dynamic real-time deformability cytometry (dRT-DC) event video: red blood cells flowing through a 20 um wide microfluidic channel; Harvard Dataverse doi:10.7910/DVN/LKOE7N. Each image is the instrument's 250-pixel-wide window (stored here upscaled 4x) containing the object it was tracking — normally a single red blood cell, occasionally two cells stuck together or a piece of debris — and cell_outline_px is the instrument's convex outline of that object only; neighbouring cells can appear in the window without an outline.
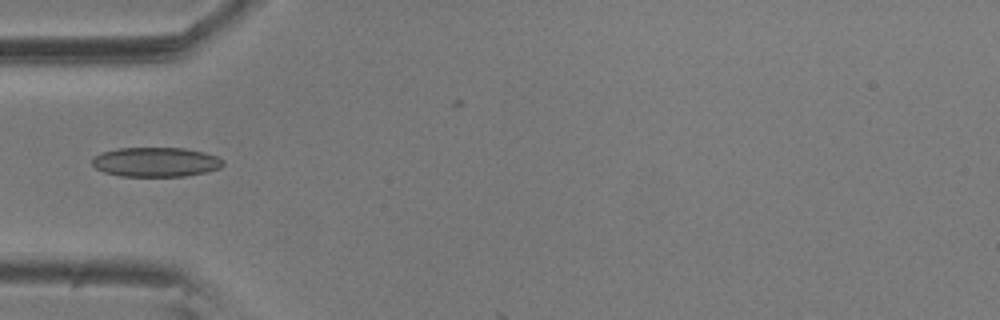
{"species": "common noctule bat (a hibernating species)", "species_latin": "Nyctalus noctula", "temperature_condition": "room temperature", "stored_images_in_passage": 5, "camera_frame_rate_fps": 3000, "um_per_image_px": 0.085, "animal": {"sex": "male", "body_mass_g": 20.5, "forearm_length_mm": 52.5}, "frame": {"image": 1, "passage_image": 4, "time_ms": 1.0, "image_size_px": [1000, 320], "cell_outline_px": [[224, 164], [220, 168], [204, 172], [184, 176], [120, 176], [104, 172], [96, 168], [92, 164], [92, 156], [100, 152], [116, 148], [184, 148], [204, 152], [216, 156], [224, 160]], "centroid_in_image_um": [13.21, 13.76], "position_along_channel_um": 71.8, "area_um2": 22.6}}